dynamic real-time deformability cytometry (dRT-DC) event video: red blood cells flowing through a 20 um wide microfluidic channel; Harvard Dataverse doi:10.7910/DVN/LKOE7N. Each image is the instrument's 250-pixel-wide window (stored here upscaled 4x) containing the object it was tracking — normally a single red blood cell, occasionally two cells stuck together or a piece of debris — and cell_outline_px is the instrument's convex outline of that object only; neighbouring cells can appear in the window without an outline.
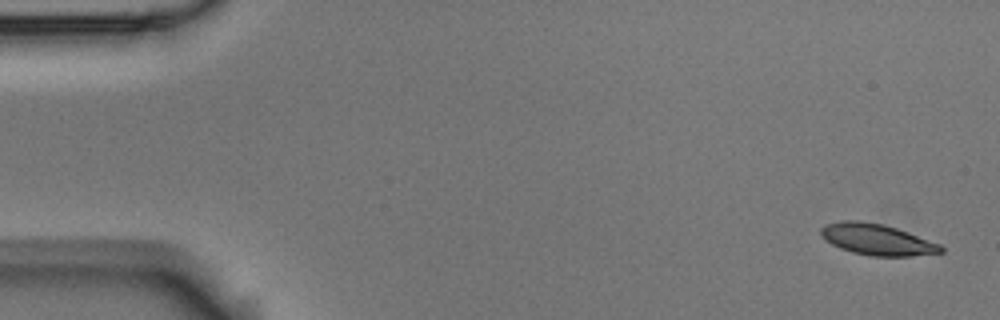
{"species": "Egyptian fruit bat (a non-hibernating species)", "species_latin": "Rousettus aegyptiacus", "temperature_condition": "room temperature", "stored_images_in_passage": 4, "camera_frame_rate_fps": 3000, "um_per_image_px": 0.085, "animal": {"sex": "male"}, "frame": {"image": 1, "passage_image": 1, "time_ms": 0.0, "image_size_px": [1000, 320], "cell_outline_px": [[944, 252], [912, 256], [868, 256], [852, 252], [840, 248], [824, 240], [820, 236], [820, 228], [824, 224], [840, 220], [860, 220], [880, 224], [896, 228], [940, 244], [944, 248]], "centroid_in_image_um": [74.49, 20.36], "position_along_channel_um": 10.5, "area_um2": 21.91}}